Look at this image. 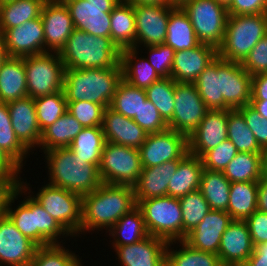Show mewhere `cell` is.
<instances>
[{"mask_svg":"<svg viewBox=\"0 0 267 266\" xmlns=\"http://www.w3.org/2000/svg\"><path fill=\"white\" fill-rule=\"evenodd\" d=\"M251 78L241 63L217 57L194 84L209 110H235L250 105Z\"/></svg>","mask_w":267,"mask_h":266,"instance_id":"cell-1","label":"cell"},{"mask_svg":"<svg viewBox=\"0 0 267 266\" xmlns=\"http://www.w3.org/2000/svg\"><path fill=\"white\" fill-rule=\"evenodd\" d=\"M136 206L132 186L102 183L93 192L82 196L81 232L110 229Z\"/></svg>","mask_w":267,"mask_h":266,"instance_id":"cell-2","label":"cell"},{"mask_svg":"<svg viewBox=\"0 0 267 266\" xmlns=\"http://www.w3.org/2000/svg\"><path fill=\"white\" fill-rule=\"evenodd\" d=\"M122 79L121 64L111 68L65 69L63 91L67 102L88 101L107 108Z\"/></svg>","mask_w":267,"mask_h":266,"instance_id":"cell-3","label":"cell"},{"mask_svg":"<svg viewBox=\"0 0 267 266\" xmlns=\"http://www.w3.org/2000/svg\"><path fill=\"white\" fill-rule=\"evenodd\" d=\"M58 54L65 69L111 68L120 65L121 50L109 37L74 29Z\"/></svg>","mask_w":267,"mask_h":266,"instance_id":"cell-4","label":"cell"},{"mask_svg":"<svg viewBox=\"0 0 267 266\" xmlns=\"http://www.w3.org/2000/svg\"><path fill=\"white\" fill-rule=\"evenodd\" d=\"M47 156L49 184L79 194L93 192L102 184L99 168L78 158L69 147L44 151Z\"/></svg>","mask_w":267,"mask_h":266,"instance_id":"cell-5","label":"cell"},{"mask_svg":"<svg viewBox=\"0 0 267 266\" xmlns=\"http://www.w3.org/2000/svg\"><path fill=\"white\" fill-rule=\"evenodd\" d=\"M25 189H28L27 185L21 182L15 195L9 201L5 215L23 235L38 246L59 244L57 239L60 238V235L64 236L66 234L69 236V233L46 212L33 196H28L29 198L23 200L16 210H12V207H10L11 203H14V200L17 199L18 194L23 193Z\"/></svg>","mask_w":267,"mask_h":266,"instance_id":"cell-6","label":"cell"},{"mask_svg":"<svg viewBox=\"0 0 267 266\" xmlns=\"http://www.w3.org/2000/svg\"><path fill=\"white\" fill-rule=\"evenodd\" d=\"M267 35V14L228 15L218 57L242 63L252 48Z\"/></svg>","mask_w":267,"mask_h":266,"instance_id":"cell-7","label":"cell"},{"mask_svg":"<svg viewBox=\"0 0 267 266\" xmlns=\"http://www.w3.org/2000/svg\"><path fill=\"white\" fill-rule=\"evenodd\" d=\"M145 227L149 235L170 241L183 240V220L179 198L171 196L141 200Z\"/></svg>","mask_w":267,"mask_h":266,"instance_id":"cell-8","label":"cell"},{"mask_svg":"<svg viewBox=\"0 0 267 266\" xmlns=\"http://www.w3.org/2000/svg\"><path fill=\"white\" fill-rule=\"evenodd\" d=\"M180 7L187 14L201 43L218 48L224 39L227 6L217 0H186Z\"/></svg>","mask_w":267,"mask_h":266,"instance_id":"cell-9","label":"cell"},{"mask_svg":"<svg viewBox=\"0 0 267 266\" xmlns=\"http://www.w3.org/2000/svg\"><path fill=\"white\" fill-rule=\"evenodd\" d=\"M55 54V55H54ZM28 96L51 95L63 90L65 67L58 52L24 57Z\"/></svg>","mask_w":267,"mask_h":266,"instance_id":"cell-10","label":"cell"},{"mask_svg":"<svg viewBox=\"0 0 267 266\" xmlns=\"http://www.w3.org/2000/svg\"><path fill=\"white\" fill-rule=\"evenodd\" d=\"M141 172L139 149L106 141L99 165L102 183L133 187Z\"/></svg>","mask_w":267,"mask_h":266,"instance_id":"cell-11","label":"cell"},{"mask_svg":"<svg viewBox=\"0 0 267 266\" xmlns=\"http://www.w3.org/2000/svg\"><path fill=\"white\" fill-rule=\"evenodd\" d=\"M33 198L70 236L81 232L82 197L66 189L46 184Z\"/></svg>","mask_w":267,"mask_h":266,"instance_id":"cell-12","label":"cell"},{"mask_svg":"<svg viewBox=\"0 0 267 266\" xmlns=\"http://www.w3.org/2000/svg\"><path fill=\"white\" fill-rule=\"evenodd\" d=\"M74 28L99 37L111 38L110 15L121 0H62Z\"/></svg>","mask_w":267,"mask_h":266,"instance_id":"cell-13","label":"cell"},{"mask_svg":"<svg viewBox=\"0 0 267 266\" xmlns=\"http://www.w3.org/2000/svg\"><path fill=\"white\" fill-rule=\"evenodd\" d=\"M173 117L168 127L187 138L209 111L194 83L175 82Z\"/></svg>","mask_w":267,"mask_h":266,"instance_id":"cell-14","label":"cell"},{"mask_svg":"<svg viewBox=\"0 0 267 266\" xmlns=\"http://www.w3.org/2000/svg\"><path fill=\"white\" fill-rule=\"evenodd\" d=\"M142 168L159 166L170 160H181L188 153V138L175 130L149 133L139 148Z\"/></svg>","mask_w":267,"mask_h":266,"instance_id":"cell-15","label":"cell"},{"mask_svg":"<svg viewBox=\"0 0 267 266\" xmlns=\"http://www.w3.org/2000/svg\"><path fill=\"white\" fill-rule=\"evenodd\" d=\"M174 7L168 5H133L136 49L140 43L144 44V47L164 44L169 14Z\"/></svg>","mask_w":267,"mask_h":266,"instance_id":"cell-16","label":"cell"},{"mask_svg":"<svg viewBox=\"0 0 267 266\" xmlns=\"http://www.w3.org/2000/svg\"><path fill=\"white\" fill-rule=\"evenodd\" d=\"M40 17L44 30L45 52H59L75 29L67 6L62 0H46Z\"/></svg>","mask_w":267,"mask_h":266,"instance_id":"cell-17","label":"cell"},{"mask_svg":"<svg viewBox=\"0 0 267 266\" xmlns=\"http://www.w3.org/2000/svg\"><path fill=\"white\" fill-rule=\"evenodd\" d=\"M37 248L6 215L0 216V266H29Z\"/></svg>","mask_w":267,"mask_h":266,"instance_id":"cell-18","label":"cell"},{"mask_svg":"<svg viewBox=\"0 0 267 266\" xmlns=\"http://www.w3.org/2000/svg\"><path fill=\"white\" fill-rule=\"evenodd\" d=\"M2 36L8 57H25L45 52L41 17L7 29Z\"/></svg>","mask_w":267,"mask_h":266,"instance_id":"cell-19","label":"cell"},{"mask_svg":"<svg viewBox=\"0 0 267 266\" xmlns=\"http://www.w3.org/2000/svg\"><path fill=\"white\" fill-rule=\"evenodd\" d=\"M228 110H209L188 138V152L202 157L228 138Z\"/></svg>","mask_w":267,"mask_h":266,"instance_id":"cell-20","label":"cell"},{"mask_svg":"<svg viewBox=\"0 0 267 266\" xmlns=\"http://www.w3.org/2000/svg\"><path fill=\"white\" fill-rule=\"evenodd\" d=\"M254 251L245 220H232L221 237L219 260L226 266H243Z\"/></svg>","mask_w":267,"mask_h":266,"instance_id":"cell-21","label":"cell"},{"mask_svg":"<svg viewBox=\"0 0 267 266\" xmlns=\"http://www.w3.org/2000/svg\"><path fill=\"white\" fill-rule=\"evenodd\" d=\"M217 57V48L205 43L191 49L175 51L171 78L178 83H194Z\"/></svg>","mask_w":267,"mask_h":266,"instance_id":"cell-22","label":"cell"},{"mask_svg":"<svg viewBox=\"0 0 267 266\" xmlns=\"http://www.w3.org/2000/svg\"><path fill=\"white\" fill-rule=\"evenodd\" d=\"M231 221L226 211L211 210L183 241L196 250L218 255L221 237Z\"/></svg>","mask_w":267,"mask_h":266,"instance_id":"cell-23","label":"cell"},{"mask_svg":"<svg viewBox=\"0 0 267 266\" xmlns=\"http://www.w3.org/2000/svg\"><path fill=\"white\" fill-rule=\"evenodd\" d=\"M167 244L164 239L149 235L134 244L114 249L123 266H165Z\"/></svg>","mask_w":267,"mask_h":266,"instance_id":"cell-24","label":"cell"},{"mask_svg":"<svg viewBox=\"0 0 267 266\" xmlns=\"http://www.w3.org/2000/svg\"><path fill=\"white\" fill-rule=\"evenodd\" d=\"M12 128L19 141L30 151L39 146L42 131L39 127L34 99L30 96L17 99L7 104Z\"/></svg>","mask_w":267,"mask_h":266,"instance_id":"cell-25","label":"cell"},{"mask_svg":"<svg viewBox=\"0 0 267 266\" xmlns=\"http://www.w3.org/2000/svg\"><path fill=\"white\" fill-rule=\"evenodd\" d=\"M101 127L106 141L137 149L148 136L132 118L125 117L110 107L104 110Z\"/></svg>","mask_w":267,"mask_h":266,"instance_id":"cell-26","label":"cell"},{"mask_svg":"<svg viewBox=\"0 0 267 266\" xmlns=\"http://www.w3.org/2000/svg\"><path fill=\"white\" fill-rule=\"evenodd\" d=\"M179 161L170 160L159 166L142 168V172L133 186L136 203L149 198L167 196L170 178L176 172Z\"/></svg>","mask_w":267,"mask_h":266,"instance_id":"cell-27","label":"cell"},{"mask_svg":"<svg viewBox=\"0 0 267 266\" xmlns=\"http://www.w3.org/2000/svg\"><path fill=\"white\" fill-rule=\"evenodd\" d=\"M26 96L24 57H7L0 66V101L8 104Z\"/></svg>","mask_w":267,"mask_h":266,"instance_id":"cell-28","label":"cell"},{"mask_svg":"<svg viewBox=\"0 0 267 266\" xmlns=\"http://www.w3.org/2000/svg\"><path fill=\"white\" fill-rule=\"evenodd\" d=\"M202 159L189 152L179 161L174 175L168 184V196L181 198L199 190L203 171Z\"/></svg>","mask_w":267,"mask_h":266,"instance_id":"cell-29","label":"cell"},{"mask_svg":"<svg viewBox=\"0 0 267 266\" xmlns=\"http://www.w3.org/2000/svg\"><path fill=\"white\" fill-rule=\"evenodd\" d=\"M164 44L174 51L191 49L201 44L189 17L180 6L170 11Z\"/></svg>","mask_w":267,"mask_h":266,"instance_id":"cell-30","label":"cell"},{"mask_svg":"<svg viewBox=\"0 0 267 266\" xmlns=\"http://www.w3.org/2000/svg\"><path fill=\"white\" fill-rule=\"evenodd\" d=\"M137 52L135 48L121 50L120 64L122 78L132 86L146 89L161 77L150 65L147 58L137 59ZM135 59L136 62L134 61Z\"/></svg>","mask_w":267,"mask_h":266,"instance_id":"cell-31","label":"cell"},{"mask_svg":"<svg viewBox=\"0 0 267 266\" xmlns=\"http://www.w3.org/2000/svg\"><path fill=\"white\" fill-rule=\"evenodd\" d=\"M111 39L122 49H136L135 12L133 5L120 1L110 15Z\"/></svg>","mask_w":267,"mask_h":266,"instance_id":"cell-32","label":"cell"},{"mask_svg":"<svg viewBox=\"0 0 267 266\" xmlns=\"http://www.w3.org/2000/svg\"><path fill=\"white\" fill-rule=\"evenodd\" d=\"M83 126L70 113L65 112L58 120L42 131L39 146L44 151L70 147Z\"/></svg>","mask_w":267,"mask_h":266,"instance_id":"cell-33","label":"cell"},{"mask_svg":"<svg viewBox=\"0 0 267 266\" xmlns=\"http://www.w3.org/2000/svg\"><path fill=\"white\" fill-rule=\"evenodd\" d=\"M258 182H231L227 213L232 220H246L257 210Z\"/></svg>","mask_w":267,"mask_h":266,"instance_id":"cell-34","label":"cell"},{"mask_svg":"<svg viewBox=\"0 0 267 266\" xmlns=\"http://www.w3.org/2000/svg\"><path fill=\"white\" fill-rule=\"evenodd\" d=\"M46 0H8L0 3V33L39 18Z\"/></svg>","mask_w":267,"mask_h":266,"instance_id":"cell-35","label":"cell"},{"mask_svg":"<svg viewBox=\"0 0 267 266\" xmlns=\"http://www.w3.org/2000/svg\"><path fill=\"white\" fill-rule=\"evenodd\" d=\"M108 231H110L109 235L111 234L115 240L113 241V247L115 248L134 244L149 236L143 213L138 206L124 214Z\"/></svg>","mask_w":267,"mask_h":266,"instance_id":"cell-36","label":"cell"},{"mask_svg":"<svg viewBox=\"0 0 267 266\" xmlns=\"http://www.w3.org/2000/svg\"><path fill=\"white\" fill-rule=\"evenodd\" d=\"M231 182L223 172L203 169L200 188L211 210L226 211L229 202Z\"/></svg>","mask_w":267,"mask_h":266,"instance_id":"cell-37","label":"cell"},{"mask_svg":"<svg viewBox=\"0 0 267 266\" xmlns=\"http://www.w3.org/2000/svg\"><path fill=\"white\" fill-rule=\"evenodd\" d=\"M105 143L106 139L101 126L84 127L69 148L78 158L99 168Z\"/></svg>","mask_w":267,"mask_h":266,"instance_id":"cell-38","label":"cell"},{"mask_svg":"<svg viewBox=\"0 0 267 266\" xmlns=\"http://www.w3.org/2000/svg\"><path fill=\"white\" fill-rule=\"evenodd\" d=\"M223 174L230 182H258L263 176L262 153L238 152Z\"/></svg>","mask_w":267,"mask_h":266,"instance_id":"cell-39","label":"cell"},{"mask_svg":"<svg viewBox=\"0 0 267 266\" xmlns=\"http://www.w3.org/2000/svg\"><path fill=\"white\" fill-rule=\"evenodd\" d=\"M228 139L241 153H262L253 132L247 126L243 114L238 110H228Z\"/></svg>","mask_w":267,"mask_h":266,"instance_id":"cell-40","label":"cell"},{"mask_svg":"<svg viewBox=\"0 0 267 266\" xmlns=\"http://www.w3.org/2000/svg\"><path fill=\"white\" fill-rule=\"evenodd\" d=\"M170 244L168 242L166 250V265L165 266H220L221 262L219 256L210 252L196 250L190 247L183 240L180 241L182 248L177 250H169Z\"/></svg>","mask_w":267,"mask_h":266,"instance_id":"cell-41","label":"cell"},{"mask_svg":"<svg viewBox=\"0 0 267 266\" xmlns=\"http://www.w3.org/2000/svg\"><path fill=\"white\" fill-rule=\"evenodd\" d=\"M146 100L145 89L132 86L122 79L109 107L125 117L133 118Z\"/></svg>","mask_w":267,"mask_h":266,"instance_id":"cell-42","label":"cell"},{"mask_svg":"<svg viewBox=\"0 0 267 266\" xmlns=\"http://www.w3.org/2000/svg\"><path fill=\"white\" fill-rule=\"evenodd\" d=\"M0 148L21 168L28 149L16 137L7 103L0 101Z\"/></svg>","mask_w":267,"mask_h":266,"instance_id":"cell-43","label":"cell"},{"mask_svg":"<svg viewBox=\"0 0 267 266\" xmlns=\"http://www.w3.org/2000/svg\"><path fill=\"white\" fill-rule=\"evenodd\" d=\"M183 220V240L188 232L195 228L211 211L208 202L200 190H196L179 198Z\"/></svg>","mask_w":267,"mask_h":266,"instance_id":"cell-44","label":"cell"},{"mask_svg":"<svg viewBox=\"0 0 267 266\" xmlns=\"http://www.w3.org/2000/svg\"><path fill=\"white\" fill-rule=\"evenodd\" d=\"M147 99L158 109L168 123L173 117L175 81L171 77H161L145 89Z\"/></svg>","mask_w":267,"mask_h":266,"instance_id":"cell-45","label":"cell"},{"mask_svg":"<svg viewBox=\"0 0 267 266\" xmlns=\"http://www.w3.org/2000/svg\"><path fill=\"white\" fill-rule=\"evenodd\" d=\"M39 127L43 131L67 112V100L64 91L37 97L34 99Z\"/></svg>","mask_w":267,"mask_h":266,"instance_id":"cell-46","label":"cell"},{"mask_svg":"<svg viewBox=\"0 0 267 266\" xmlns=\"http://www.w3.org/2000/svg\"><path fill=\"white\" fill-rule=\"evenodd\" d=\"M29 266H82L74 253L61 244L38 246Z\"/></svg>","mask_w":267,"mask_h":266,"instance_id":"cell-47","label":"cell"},{"mask_svg":"<svg viewBox=\"0 0 267 266\" xmlns=\"http://www.w3.org/2000/svg\"><path fill=\"white\" fill-rule=\"evenodd\" d=\"M104 110L102 105L94 102H67V112L74 116L83 127L101 126Z\"/></svg>","mask_w":267,"mask_h":266,"instance_id":"cell-48","label":"cell"},{"mask_svg":"<svg viewBox=\"0 0 267 266\" xmlns=\"http://www.w3.org/2000/svg\"><path fill=\"white\" fill-rule=\"evenodd\" d=\"M238 153L235 145L227 138L215 148L207 151L202 157L203 167L210 171L223 172L226 166Z\"/></svg>","mask_w":267,"mask_h":266,"instance_id":"cell-49","label":"cell"},{"mask_svg":"<svg viewBox=\"0 0 267 266\" xmlns=\"http://www.w3.org/2000/svg\"><path fill=\"white\" fill-rule=\"evenodd\" d=\"M132 119L148 134L159 133L169 129L168 123L162 118L155 105L148 99L142 103L138 114Z\"/></svg>","mask_w":267,"mask_h":266,"instance_id":"cell-50","label":"cell"},{"mask_svg":"<svg viewBox=\"0 0 267 266\" xmlns=\"http://www.w3.org/2000/svg\"><path fill=\"white\" fill-rule=\"evenodd\" d=\"M150 53L148 62L160 77H171L173 67L174 49L165 44L146 46Z\"/></svg>","mask_w":267,"mask_h":266,"instance_id":"cell-51","label":"cell"},{"mask_svg":"<svg viewBox=\"0 0 267 266\" xmlns=\"http://www.w3.org/2000/svg\"><path fill=\"white\" fill-rule=\"evenodd\" d=\"M241 65L252 77L267 73V35L258 41Z\"/></svg>","mask_w":267,"mask_h":266,"instance_id":"cell-52","label":"cell"},{"mask_svg":"<svg viewBox=\"0 0 267 266\" xmlns=\"http://www.w3.org/2000/svg\"><path fill=\"white\" fill-rule=\"evenodd\" d=\"M244 116L247 126L253 132L259 146L267 147V119L262 117L250 105L238 109Z\"/></svg>","mask_w":267,"mask_h":266,"instance_id":"cell-53","label":"cell"},{"mask_svg":"<svg viewBox=\"0 0 267 266\" xmlns=\"http://www.w3.org/2000/svg\"><path fill=\"white\" fill-rule=\"evenodd\" d=\"M17 174L0 171V216L5 215L10 199L21 185Z\"/></svg>","mask_w":267,"mask_h":266,"instance_id":"cell-54","label":"cell"},{"mask_svg":"<svg viewBox=\"0 0 267 266\" xmlns=\"http://www.w3.org/2000/svg\"><path fill=\"white\" fill-rule=\"evenodd\" d=\"M228 15L267 14V0H230Z\"/></svg>","mask_w":267,"mask_h":266,"instance_id":"cell-55","label":"cell"},{"mask_svg":"<svg viewBox=\"0 0 267 266\" xmlns=\"http://www.w3.org/2000/svg\"><path fill=\"white\" fill-rule=\"evenodd\" d=\"M245 222L248 225L253 245L267 242V214L256 210Z\"/></svg>","mask_w":267,"mask_h":266,"instance_id":"cell-56","label":"cell"},{"mask_svg":"<svg viewBox=\"0 0 267 266\" xmlns=\"http://www.w3.org/2000/svg\"><path fill=\"white\" fill-rule=\"evenodd\" d=\"M251 100H267V73L257 74L251 78Z\"/></svg>","mask_w":267,"mask_h":266,"instance_id":"cell-57","label":"cell"},{"mask_svg":"<svg viewBox=\"0 0 267 266\" xmlns=\"http://www.w3.org/2000/svg\"><path fill=\"white\" fill-rule=\"evenodd\" d=\"M243 266H267V242L255 245L253 253Z\"/></svg>","mask_w":267,"mask_h":266,"instance_id":"cell-58","label":"cell"},{"mask_svg":"<svg viewBox=\"0 0 267 266\" xmlns=\"http://www.w3.org/2000/svg\"><path fill=\"white\" fill-rule=\"evenodd\" d=\"M257 210L267 214V178L265 176L258 181Z\"/></svg>","mask_w":267,"mask_h":266,"instance_id":"cell-59","label":"cell"},{"mask_svg":"<svg viewBox=\"0 0 267 266\" xmlns=\"http://www.w3.org/2000/svg\"><path fill=\"white\" fill-rule=\"evenodd\" d=\"M21 168L0 148V171L19 173Z\"/></svg>","mask_w":267,"mask_h":266,"instance_id":"cell-60","label":"cell"},{"mask_svg":"<svg viewBox=\"0 0 267 266\" xmlns=\"http://www.w3.org/2000/svg\"><path fill=\"white\" fill-rule=\"evenodd\" d=\"M132 5L146 4V5H168L175 6L170 0H122Z\"/></svg>","mask_w":267,"mask_h":266,"instance_id":"cell-61","label":"cell"},{"mask_svg":"<svg viewBox=\"0 0 267 266\" xmlns=\"http://www.w3.org/2000/svg\"><path fill=\"white\" fill-rule=\"evenodd\" d=\"M250 106L257 111L262 117L267 119V100L250 101Z\"/></svg>","mask_w":267,"mask_h":266,"instance_id":"cell-62","label":"cell"},{"mask_svg":"<svg viewBox=\"0 0 267 266\" xmlns=\"http://www.w3.org/2000/svg\"><path fill=\"white\" fill-rule=\"evenodd\" d=\"M8 57L6 48H5V44H4V40H3V36L0 33V66L2 64V62Z\"/></svg>","mask_w":267,"mask_h":266,"instance_id":"cell-63","label":"cell"},{"mask_svg":"<svg viewBox=\"0 0 267 266\" xmlns=\"http://www.w3.org/2000/svg\"><path fill=\"white\" fill-rule=\"evenodd\" d=\"M262 170L263 176L267 178V147L262 149Z\"/></svg>","mask_w":267,"mask_h":266,"instance_id":"cell-64","label":"cell"},{"mask_svg":"<svg viewBox=\"0 0 267 266\" xmlns=\"http://www.w3.org/2000/svg\"><path fill=\"white\" fill-rule=\"evenodd\" d=\"M171 3L175 6H180L183 2H185L186 0H170Z\"/></svg>","mask_w":267,"mask_h":266,"instance_id":"cell-65","label":"cell"},{"mask_svg":"<svg viewBox=\"0 0 267 266\" xmlns=\"http://www.w3.org/2000/svg\"><path fill=\"white\" fill-rule=\"evenodd\" d=\"M218 2H220V3H222V4H224V5H228L229 4V2H230V0H217Z\"/></svg>","mask_w":267,"mask_h":266,"instance_id":"cell-66","label":"cell"}]
</instances>
